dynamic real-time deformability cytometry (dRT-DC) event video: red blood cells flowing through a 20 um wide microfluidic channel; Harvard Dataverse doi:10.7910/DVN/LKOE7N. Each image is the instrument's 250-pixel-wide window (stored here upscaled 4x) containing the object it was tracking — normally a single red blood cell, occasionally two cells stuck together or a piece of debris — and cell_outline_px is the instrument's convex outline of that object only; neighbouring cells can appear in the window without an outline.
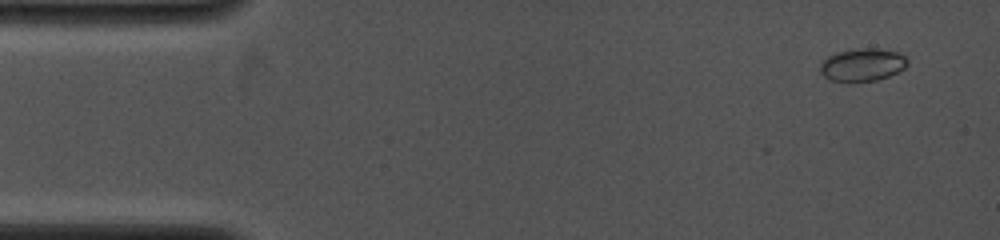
{"species": "common noctule bat (a hibernating species)", "species_latin": "Nyctalus noctula", "temperature_condition": "cold", "stored_images_in_passage": 4, "camera_frame_rate_fps": 4000, "um_per_image_px": 0.085, "animal": {"sex": "female", "body_mass_g": 19.0, "forearm_length_mm": 53.3}, "frame": {"image": 1, "passage_image": 1, "time_ms": 0.0, "image_size_px": [1000, 240], "cell_outline_px": [[908, 64], [904, 68], [888, 76], [876, 80], [828, 80], [820, 72], [820, 60], [828, 56], [840, 52], [856, 48], [876, 48], [896, 52], [904, 56], [908, 60]], "centroid_in_image_um": [73.28, 5.48], "position_along_channel_um": 11.7, "area_um2": 16.36}}
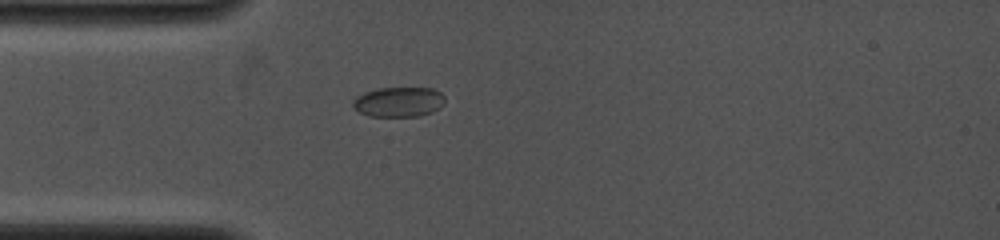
{"frame": {"image": 2, "passage_image": 4, "time_ms": 3.25, "image_size_px": [1000, 240], "cell_outline_px": [[444, 104], [440, 108], [432, 112], [420, 116], [368, 116], [352, 108], [352, 100], [356, 96], [364, 92], [376, 88], [432, 88], [440, 92], [444, 96]], "centroid_in_image_um": [33.86, 8.66], "position_along_channel_um": 51.1, "area_um2": 16.24}}